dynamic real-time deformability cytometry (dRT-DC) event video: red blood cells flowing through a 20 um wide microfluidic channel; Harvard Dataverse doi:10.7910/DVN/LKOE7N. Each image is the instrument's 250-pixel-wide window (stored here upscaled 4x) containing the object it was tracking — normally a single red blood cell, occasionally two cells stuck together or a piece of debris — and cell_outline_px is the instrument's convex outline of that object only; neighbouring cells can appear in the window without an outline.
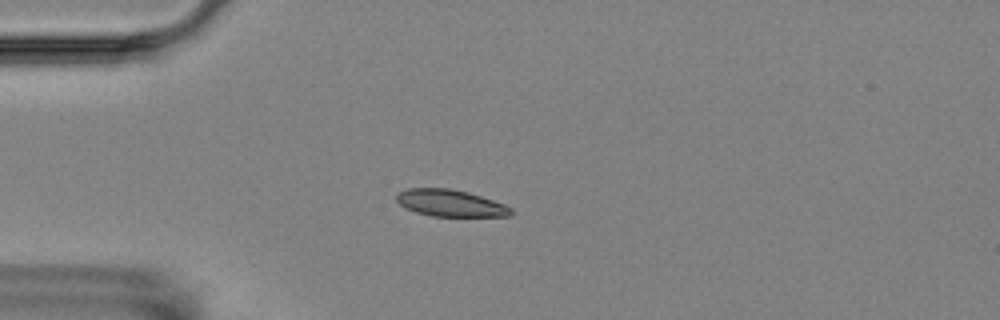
{"species": "Egyptian fruit bat (a non-hibernating species)", "species_latin": "Rousettus aegyptiacus", "temperature_condition": "room temperature", "stored_images_in_passage": 15, "camera_frame_rate_fps": 3000, "um_per_image_px": 0.085, "animal": {"sex": "female"}, "frame": {"image": 1, "passage_image": 3, "time_ms": 2.333, "image_size_px": [1000, 320], "cell_outline_px": [[512, 216], [432, 216], [416, 212], [404, 208], [396, 200], [396, 192], [408, 188], [448, 188], [468, 192], [504, 204], [512, 208]], "centroid_in_image_um": [38.24, 17.26], "position_along_channel_um": 46.8, "area_um2": 17.92}}
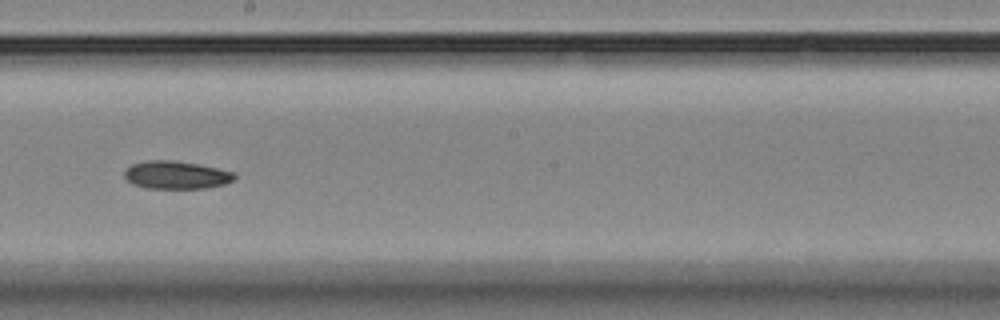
{"frame": {"image": 2, "passage_image": 8, "time_ms": 8.0, "image_size_px": [1000, 320], "cell_outline_px": [[236, 180], [224, 184], [208, 188], [144, 188], [132, 184], [124, 176], [124, 168], [132, 164], [148, 160], [172, 160], [200, 164], [236, 172]], "centroid_in_image_um": [15.0, 14.87], "position_along_channel_um": 233.2, "area_um2": 18.21}}
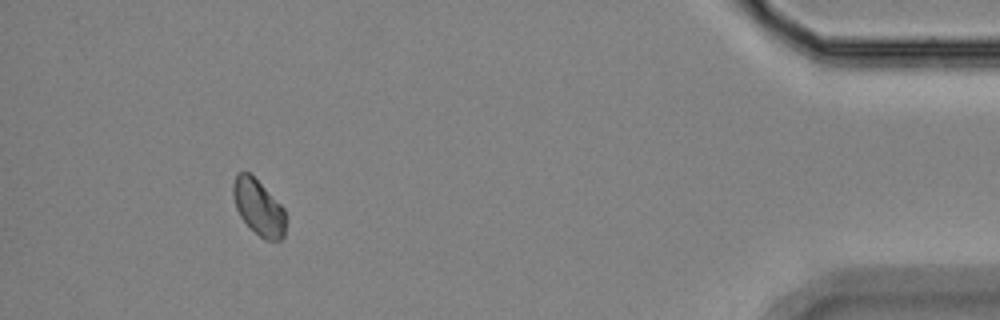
{"frame": {"image": 3, "passage_image": 14, "time_ms": 14.667, "image_size_px": [1000, 320], "cell_outline_px": [[288, 216], [284, 236], [280, 240], [264, 240], [240, 216], [236, 208], [232, 192], [232, 184], [236, 172], [248, 172], [284, 208]], "centroid_in_image_um": [22.0, 17.64], "position_along_channel_um": 413.2, "area_um2": 16.99}, "authors_computed_cell_mechanics": {"area_um2": 17.918, "velocity_mm_per_s": 3.5833, "shape_relaxation_time_tau1_ms": 1.3756, "shape_relaxation_time_tau2_ms": null, "deformation_change_tau1": 0.0509, "deformation_change_tau2": null}}